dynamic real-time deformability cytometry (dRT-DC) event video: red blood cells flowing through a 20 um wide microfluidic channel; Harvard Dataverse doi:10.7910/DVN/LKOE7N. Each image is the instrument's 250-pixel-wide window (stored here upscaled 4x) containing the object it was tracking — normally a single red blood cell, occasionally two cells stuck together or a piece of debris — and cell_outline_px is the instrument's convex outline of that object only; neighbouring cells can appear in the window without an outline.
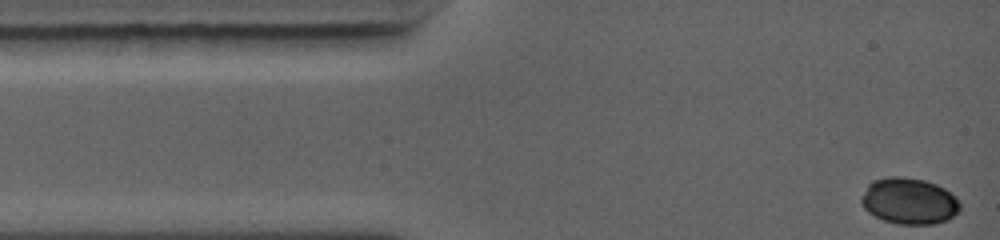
{"species": "common noctule bat (a hibernating species)", "species_latin": "Nyctalus noctula", "temperature_condition": "warm", "stored_images_in_passage": 53, "camera_frame_rate_fps": 5000, "um_per_image_px": 0.085, "animal": {"sex": "female", "body_mass_g": 19.0, "forearm_length_mm": 56.7}, "frame": {"image": 1, "passage_image": 1, "time_ms": 0.0, "image_size_px": [1000, 240], "cell_outline_px": [[960, 212], [948, 220], [932, 224], [896, 224], [884, 220], [868, 212], [860, 204], [860, 200], [868, 184], [872, 180], [888, 176], [896, 176], [924, 180], [936, 184], [944, 188], [956, 196], [960, 204]], "centroid_in_image_um": [77.28, 17.09], "position_along_channel_um": 7.7, "area_um2": 26.82}}
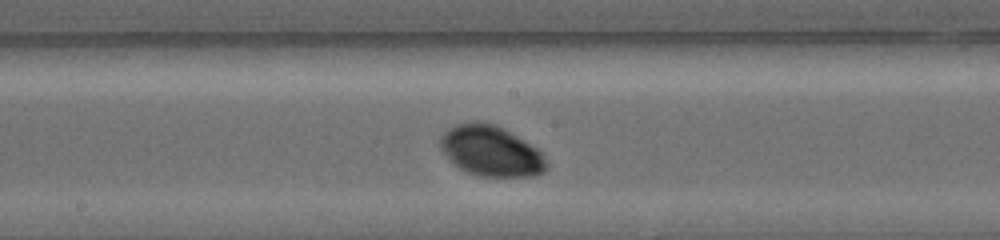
{"frame": {"image": 2, "passage_image": 31, "time_ms": 6.0, "image_size_px": [1000, 240], "cell_outline_px": [[548, 168], [544, 172], [532, 176], [480, 176], [468, 172], [460, 168], [440, 148], [440, 140], [444, 132], [448, 128], [456, 124], [476, 120], [480, 120], [496, 124], [524, 140], [536, 148], [544, 156], [548, 164]], "centroid_in_image_um": [41.75, 12.81], "position_along_channel_um": 206.5, "area_um2": 31.1}}
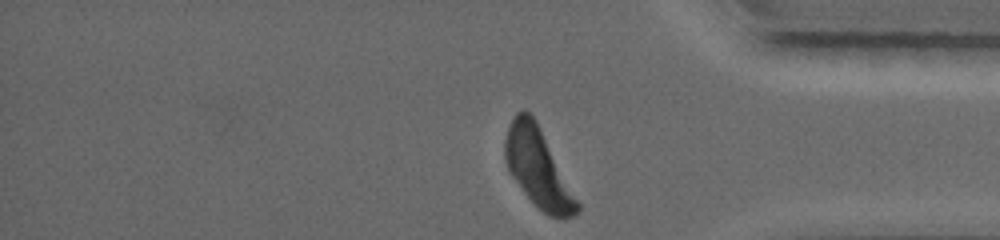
{"frame": {"image": 3, "passage_image": 53, "time_ms": 10.4, "image_size_px": [1000, 240], "cell_outline_px": [[580, 208], [572, 216], [564, 220], [560, 220], [548, 216], [524, 192], [508, 172], [504, 160], [504, 140], [508, 124], [516, 112], [524, 108], [536, 120], [580, 204]], "centroid_in_image_um": [45.7, 14.26], "position_along_channel_um": 389.5, "area_um2": 32.95}}